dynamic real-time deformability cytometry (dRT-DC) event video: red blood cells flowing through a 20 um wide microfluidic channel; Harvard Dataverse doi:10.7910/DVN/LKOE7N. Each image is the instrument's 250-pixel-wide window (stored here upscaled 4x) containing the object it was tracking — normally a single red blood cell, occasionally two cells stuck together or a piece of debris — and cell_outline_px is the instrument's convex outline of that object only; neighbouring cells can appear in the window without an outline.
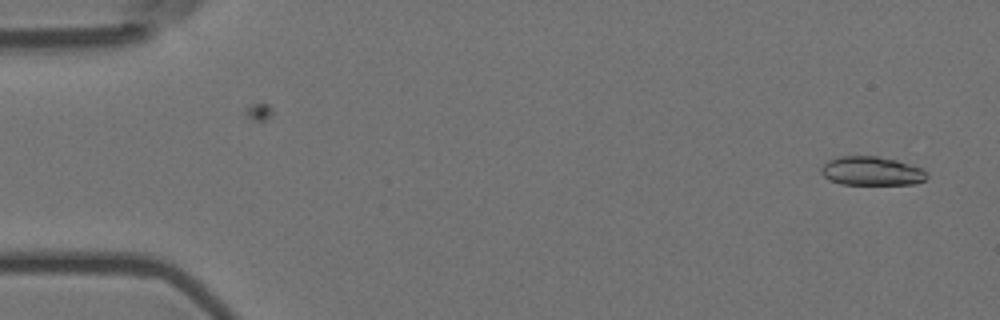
{"species": "Egyptian fruit bat (a non-hibernating species)", "species_latin": "Rousettus aegyptiacus", "temperature_condition": "room temperature", "stored_images_in_passage": 3, "camera_frame_rate_fps": 3000, "um_per_image_px": 0.085, "animal": {"sex": "female"}, "frame": {"image": 1, "passage_image": 3, "time_ms": 0.667, "image_size_px": [1000, 320], "cell_outline_px": [[928, 176], [924, 180], [916, 184], [840, 184], [824, 176], [820, 172], [820, 168], [828, 160], [840, 156], [876, 156], [896, 160], [920, 168]], "centroid_in_image_um": [74.05, 14.54], "position_along_channel_um": 10.9, "area_um2": 17.57}}